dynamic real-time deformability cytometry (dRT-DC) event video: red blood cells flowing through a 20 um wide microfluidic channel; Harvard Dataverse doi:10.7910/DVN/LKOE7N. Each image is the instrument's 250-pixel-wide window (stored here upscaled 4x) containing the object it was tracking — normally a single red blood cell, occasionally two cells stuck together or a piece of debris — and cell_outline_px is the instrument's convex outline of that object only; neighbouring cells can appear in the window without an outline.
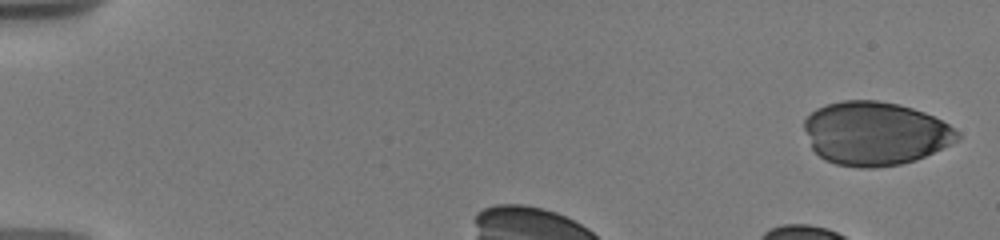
{"species": "human", "species_latin": "Homo sapiens", "temperature_condition": "warm", "stored_images_in_passage": 5, "camera_frame_rate_fps": 3000, "um_per_image_px": 0.085, "donor": {"sex": "male"}, "frame": {"image": 1, "passage_image": 1, "time_ms": 0.0, "image_size_px": [1000, 240], "cell_outline_px": [[960, 140], [916, 160], [900, 164], [872, 168], [860, 168], [836, 164], [824, 160], [812, 148], [804, 128], [804, 120], [816, 108], [824, 104], [844, 100], [876, 100], [896, 104], [912, 108], [924, 112], [948, 124], [960, 132]], "centroid_in_image_um": [74.39, 11.34], "position_along_channel_um": 10.6, "area_um2": 56.76}}